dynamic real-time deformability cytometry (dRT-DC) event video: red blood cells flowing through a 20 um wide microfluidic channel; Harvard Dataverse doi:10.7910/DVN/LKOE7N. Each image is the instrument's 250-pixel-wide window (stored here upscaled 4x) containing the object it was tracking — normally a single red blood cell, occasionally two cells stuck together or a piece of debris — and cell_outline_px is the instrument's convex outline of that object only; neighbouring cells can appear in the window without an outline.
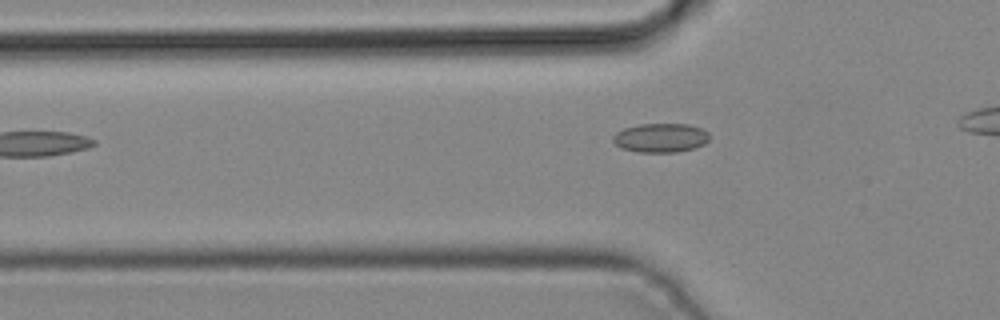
{"species": "common noctule bat (a hibernating species)", "species_latin": "Nyctalus noctula", "temperature_condition": "cold", "stored_images_in_passage": 4, "camera_frame_rate_fps": 3000, "um_per_image_px": 0.085, "animal": {"sex": "male", "body_mass_g": 19.2, "forearm_length_mm": 51.8}, "frame": {"image": 1, "passage_image": 4, "time_ms": 1.0, "image_size_px": [1000, 320], "cell_outline_px": [[708, 140], [704, 144], [692, 148], [676, 152], [640, 152], [620, 148], [612, 140], [612, 136], [616, 132], [624, 128], [640, 124], [688, 124], [700, 128], [708, 132]], "centroid_in_image_um": [56.12, 11.71], "position_along_channel_um": 69.7, "area_um2": 16.24}}